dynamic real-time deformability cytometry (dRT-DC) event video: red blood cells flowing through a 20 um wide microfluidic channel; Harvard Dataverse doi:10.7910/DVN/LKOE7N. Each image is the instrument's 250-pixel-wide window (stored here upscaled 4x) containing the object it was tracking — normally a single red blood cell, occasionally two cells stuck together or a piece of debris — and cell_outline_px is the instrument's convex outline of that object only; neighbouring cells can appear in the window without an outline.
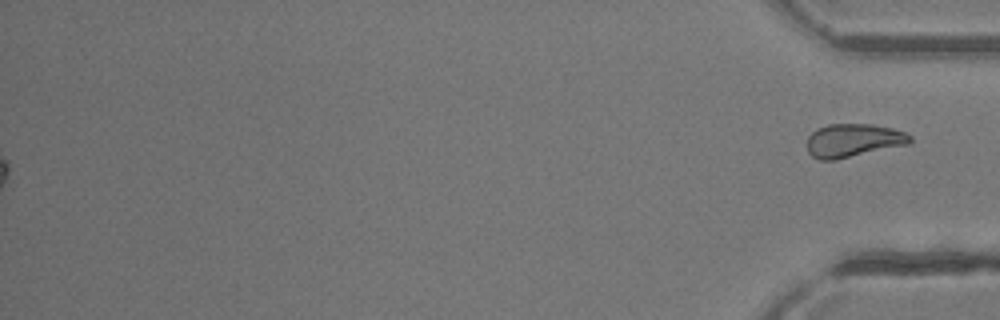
{"species": "common noctule bat (a hibernating species)", "species_latin": "Nyctalus noctula", "temperature_condition": "room temperature", "stored_images_in_passage": 47, "segment_of_instrument_passage": [2, 2], "camera_frame_rate_fps": 3000, "um_per_image_px": 0.085, "animal": {"sex": "female"}, "frame": {"image": 1, "passage_image": 47, "time_ms": 15.333, "image_size_px": [1000, 320], "cell_outline_px": [[912, 140], [908, 144], [836, 160], [820, 160], [812, 156], [808, 152], [808, 136], [816, 128], [828, 124], [872, 124], [892, 128], [904, 132], [912, 136]], "centroid_in_image_um": [72.52, 11.93], "position_along_channel_um": 362.7, "area_um2": 20.06}}